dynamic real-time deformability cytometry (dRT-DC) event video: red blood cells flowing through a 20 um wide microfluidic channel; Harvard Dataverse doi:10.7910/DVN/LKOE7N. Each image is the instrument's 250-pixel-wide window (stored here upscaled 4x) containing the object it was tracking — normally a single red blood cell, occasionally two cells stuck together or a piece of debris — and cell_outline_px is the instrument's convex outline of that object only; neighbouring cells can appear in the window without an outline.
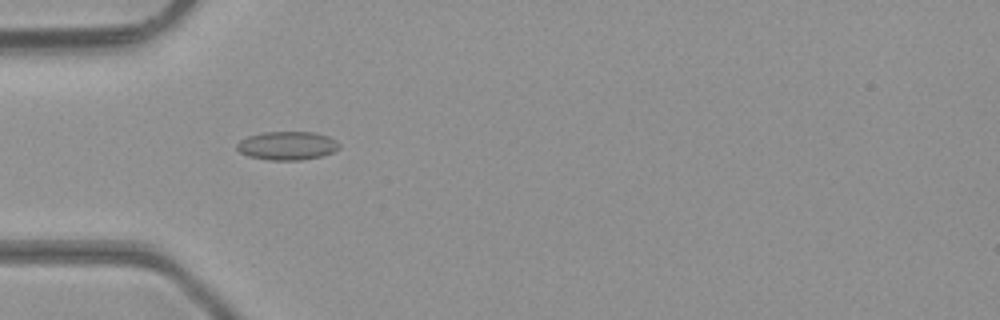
{"species": "common noctule bat (a hibernating species)", "species_latin": "Nyctalus noctula", "temperature_condition": "room temperature", "stored_images_in_passage": 38, "camera_frame_rate_fps": 3000, "um_per_image_px": 0.085, "animal": {"sex": "male", "body_mass_g": 23.1, "forearm_length_mm": 52.7}, "frame": {"image": 1, "passage_image": 6, "time_ms": 1.667, "image_size_px": [1000, 320], "cell_outline_px": [[340, 148], [332, 152], [320, 156], [300, 160], [268, 160], [248, 156], [240, 152], [236, 148], [236, 144], [240, 140], [248, 136], [264, 132], [312, 132], [328, 136], [336, 140], [340, 144]], "centroid_in_image_um": [24.4, 12.38], "position_along_channel_um": 60.6, "area_um2": 16.99}}
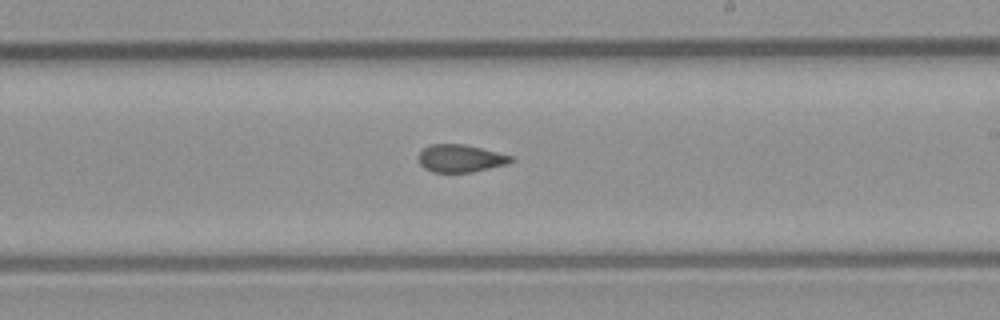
{"frame": {"image": 2, "passage_image": 19, "time_ms": 6.0, "image_size_px": [1000, 320], "cell_outline_px": [[516, 156], [512, 160], [504, 164], [472, 172], [432, 172], [424, 168], [420, 164], [420, 152], [424, 148], [432, 144], [464, 144]], "centroid_in_image_um": [39.15, 13.45], "position_along_channel_um": 249.9, "area_um2": 14.68}}
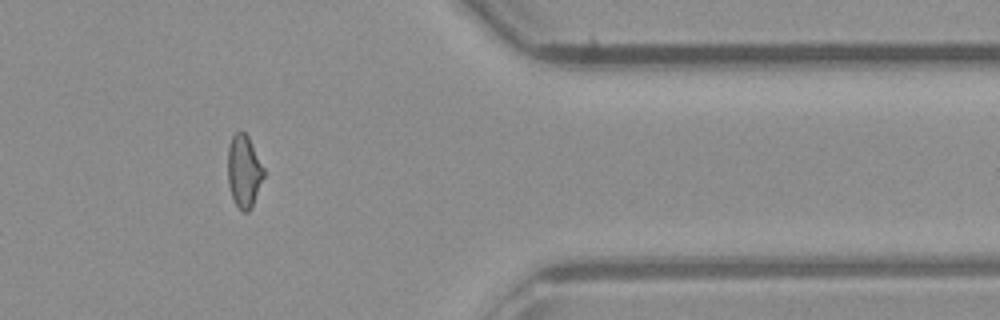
{"frame": {"image": 3, "passage_image": 30, "time_ms": 9.667, "image_size_px": [1000, 320], "cell_outline_px": [[264, 176], [252, 208], [248, 212], [244, 212], [236, 204], [232, 196], [228, 184], [228, 148], [232, 136], [236, 132], [244, 132], [248, 136], [264, 168]], "centroid_in_image_um": [20.74, 14.56], "position_along_channel_um": 390.7, "area_um2": 15.09}, "authors_computed_cell_mechanics": {"area_um2": 15.4904, "velocity_mm_per_s": 4.4145, "shape_relaxation_time_tau1_ms": null, "shape_relaxation_time_tau2_ms": 1.4593, "deformation_change_tau1": null, "deformation_change_tau2": 0.0858}}